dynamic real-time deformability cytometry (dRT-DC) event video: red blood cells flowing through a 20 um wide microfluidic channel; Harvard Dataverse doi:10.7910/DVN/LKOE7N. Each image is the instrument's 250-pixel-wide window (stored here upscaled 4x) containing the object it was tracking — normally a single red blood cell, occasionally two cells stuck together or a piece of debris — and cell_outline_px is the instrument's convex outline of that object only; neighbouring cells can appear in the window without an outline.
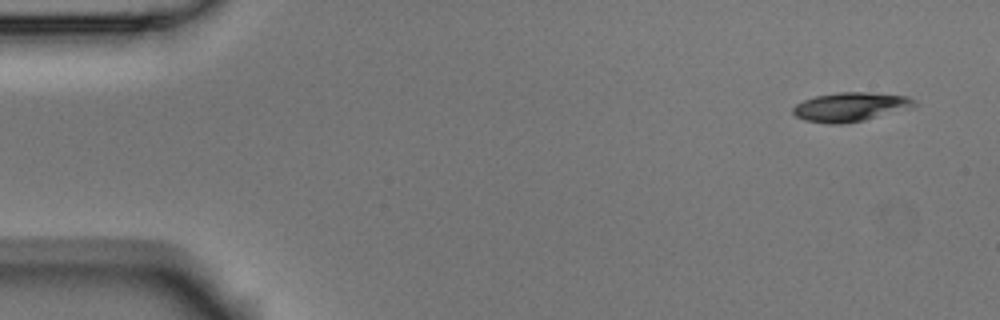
{"species": "Egyptian fruit bat (a non-hibernating species)", "species_latin": "Rousettus aegyptiacus", "temperature_condition": "room temperature", "stored_images_in_passage": 3, "camera_frame_rate_fps": 3000, "um_per_image_px": 0.085, "animal": {"sex": "male"}, "frame": {"image": 1, "passage_image": 1, "time_ms": 0.0, "image_size_px": [1000, 320], "cell_outline_px": [[920, 104], [916, 108], [864, 120], [840, 124], [828, 124], [804, 120], [796, 116], [792, 112], [792, 108], [796, 104], [804, 100], [816, 96], [840, 92], [868, 92], [908, 96], [916, 100]], "centroid_in_image_um": [72.38, 9.09], "position_along_channel_um": 12.6, "area_um2": 20.92}}